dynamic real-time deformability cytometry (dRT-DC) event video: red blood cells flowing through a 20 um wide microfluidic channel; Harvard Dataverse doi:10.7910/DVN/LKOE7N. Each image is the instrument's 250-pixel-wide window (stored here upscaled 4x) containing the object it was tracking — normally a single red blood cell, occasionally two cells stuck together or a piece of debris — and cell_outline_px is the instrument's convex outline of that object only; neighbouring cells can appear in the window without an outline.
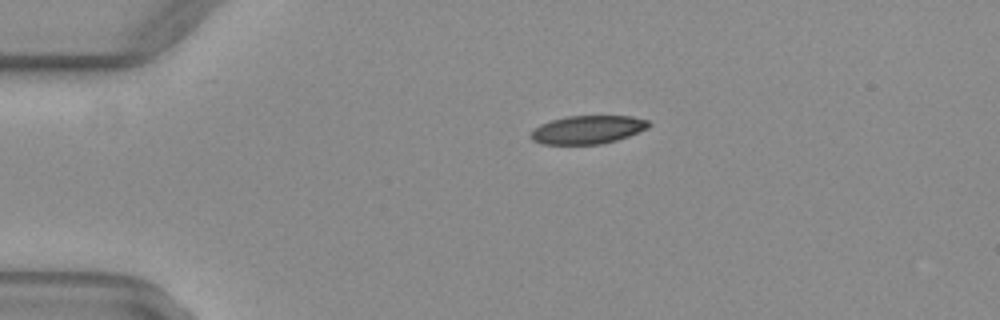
{"species": "common noctule bat (a hibernating species)", "species_latin": "Nyctalus noctula", "temperature_condition": "warm", "stored_images_in_passage": 41, "camera_frame_rate_fps": 3000, "um_per_image_px": 0.085, "animal": {"sex": "female", "body_mass_g": 29.2, "forearm_length_mm": 56.3}, "frame": {"image": 1, "passage_image": 1, "time_ms": 0.0, "image_size_px": [1000, 320], "cell_outline_px": [[652, 124], [648, 128], [628, 136], [616, 140], [600, 144], [544, 144], [532, 140], [528, 136], [540, 124], [552, 120], [568, 116], [632, 116], [648, 120]], "centroid_in_image_um": [49.97, 11.02], "position_along_channel_um": 35.0, "area_um2": 19.36}}
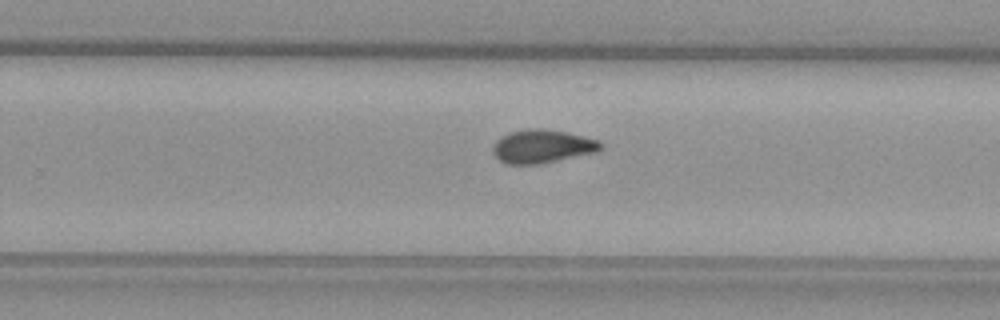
{"frame": {"image": 2, "passage_image": 23, "time_ms": 7.333, "image_size_px": [1000, 320], "cell_outline_px": [[600, 148], [596, 152], [540, 164], [508, 164], [500, 160], [492, 152], [492, 148], [496, 140], [500, 136], [512, 132], [528, 128], [544, 128], [568, 132], [600, 140]], "centroid_in_image_um": [46.07, 12.43], "position_along_channel_um": 283.7, "area_um2": 20.98}}
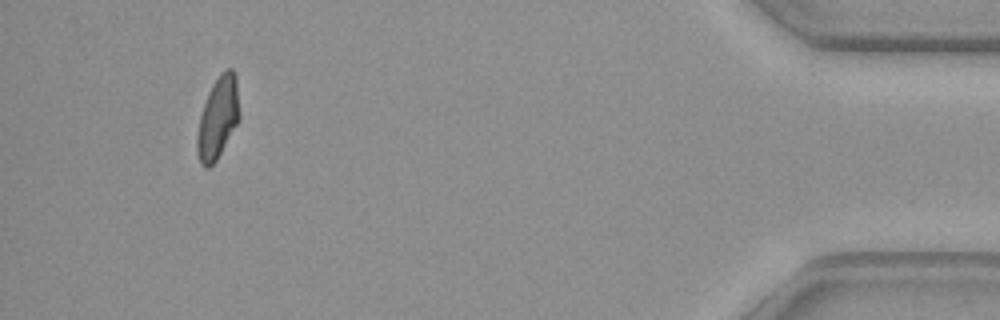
{"frame": {"image": 3, "passage_image": 38, "time_ms": 12.333, "image_size_px": [1000, 320], "cell_outline_px": [[240, 120], [216, 160], [208, 168], [204, 168], [200, 164], [196, 152], [196, 136], [200, 116], [208, 92], [212, 84], [220, 72], [224, 68], [232, 68], [236, 72], [240, 116]], "centroid_in_image_um": [18.53, 9.99], "position_along_channel_um": 416.7, "area_um2": 20.58}, "authors_computed_cell_mechanics": {"area_um2": 20.5768, "velocity_mm_per_s": 4.0527, "shape_relaxation_time_tau1_ms": null, "shape_relaxation_time_tau2_ms": 2.3773, "deformation_change_tau1": null, "deformation_change_tau2": 0.0713}}